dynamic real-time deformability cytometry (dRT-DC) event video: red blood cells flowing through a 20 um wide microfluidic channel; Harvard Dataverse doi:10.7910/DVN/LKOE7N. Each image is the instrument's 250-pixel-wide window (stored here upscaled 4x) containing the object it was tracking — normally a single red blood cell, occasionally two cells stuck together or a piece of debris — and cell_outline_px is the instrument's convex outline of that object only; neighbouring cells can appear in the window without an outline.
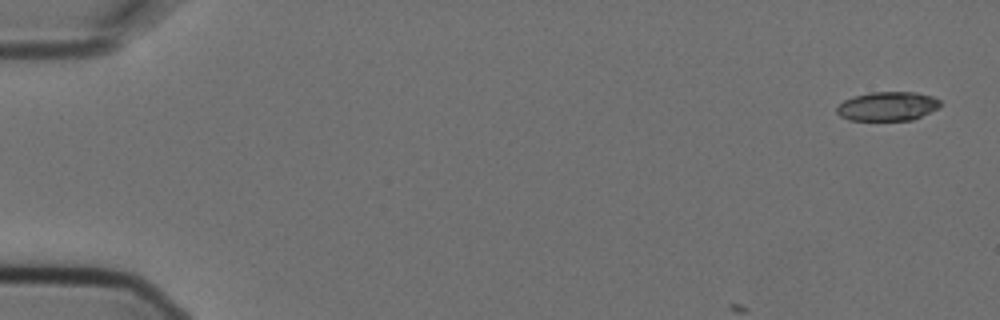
{"species": "Egyptian fruit bat (a non-hibernating species)", "species_latin": "Rousettus aegyptiacus", "temperature_condition": "cold", "stored_images_in_passage": 6, "camera_frame_rate_fps": 3000, "um_per_image_px": 0.085, "animal": {"sex": "female"}, "frame": {"image": 1, "passage_image": 1, "time_ms": 0.0, "image_size_px": [1000, 320], "cell_outline_px": [[940, 104], [936, 108], [912, 120], [848, 120], [840, 116], [836, 112], [836, 108], [844, 100], [852, 96], [872, 92], [916, 92], [932, 96], [940, 100]], "centroid_in_image_um": [75.39, 9.02], "position_along_channel_um": 9.6, "area_um2": 17.4}}
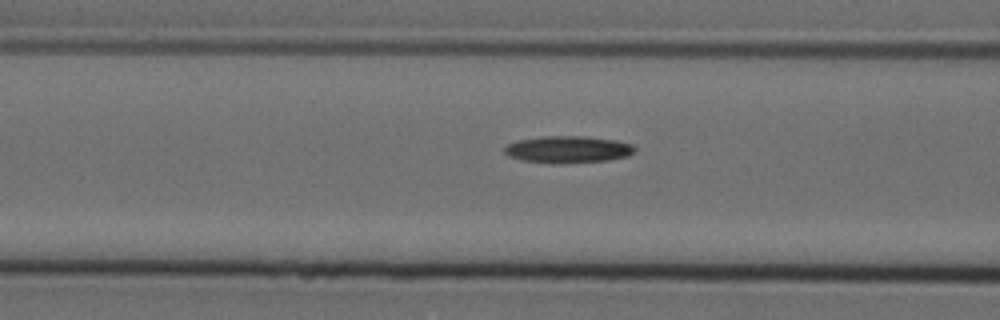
{"frame": {"image": 2, "passage_image": 6, "time_ms": 1.667, "image_size_px": [1000, 320], "cell_outline_px": [[636, 152], [628, 156], [608, 160], [556, 164], [524, 160], [508, 156], [504, 152], [504, 148], [508, 144], [520, 140], [544, 136], [584, 136], [616, 140], [632, 144], [636, 148]], "centroid_in_image_um": [48.32, 12.7], "position_along_channel_um": 118.3, "area_um2": 20.46}}